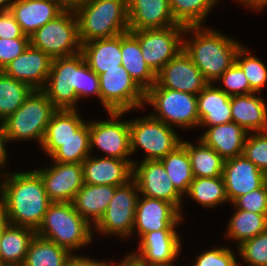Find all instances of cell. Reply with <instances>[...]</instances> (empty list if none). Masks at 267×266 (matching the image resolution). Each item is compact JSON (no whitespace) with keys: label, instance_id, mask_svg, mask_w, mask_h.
<instances>
[{"label":"cell","instance_id":"cell-1","mask_svg":"<svg viewBox=\"0 0 267 266\" xmlns=\"http://www.w3.org/2000/svg\"><path fill=\"white\" fill-rule=\"evenodd\" d=\"M1 182L0 208L7 223L35 231L52 203L40 175L34 171L4 173Z\"/></svg>","mask_w":267,"mask_h":266},{"label":"cell","instance_id":"cell-2","mask_svg":"<svg viewBox=\"0 0 267 266\" xmlns=\"http://www.w3.org/2000/svg\"><path fill=\"white\" fill-rule=\"evenodd\" d=\"M42 90L56 109H76L78 100L90 94L100 99L99 76L90 69L81 53L53 59Z\"/></svg>","mask_w":267,"mask_h":266},{"label":"cell","instance_id":"cell-3","mask_svg":"<svg viewBox=\"0 0 267 266\" xmlns=\"http://www.w3.org/2000/svg\"><path fill=\"white\" fill-rule=\"evenodd\" d=\"M191 31L195 33V38L187 41L183 39V50L204 78L213 83L235 63L236 54L242 45L207 27L188 26L184 33Z\"/></svg>","mask_w":267,"mask_h":266},{"label":"cell","instance_id":"cell-4","mask_svg":"<svg viewBox=\"0 0 267 266\" xmlns=\"http://www.w3.org/2000/svg\"><path fill=\"white\" fill-rule=\"evenodd\" d=\"M75 13L81 44L129 32L127 0H89Z\"/></svg>","mask_w":267,"mask_h":266},{"label":"cell","instance_id":"cell-5","mask_svg":"<svg viewBox=\"0 0 267 266\" xmlns=\"http://www.w3.org/2000/svg\"><path fill=\"white\" fill-rule=\"evenodd\" d=\"M92 225L73 207L72 203L52 202L36 235L51 240L70 253L92 241Z\"/></svg>","mask_w":267,"mask_h":266},{"label":"cell","instance_id":"cell-6","mask_svg":"<svg viewBox=\"0 0 267 266\" xmlns=\"http://www.w3.org/2000/svg\"><path fill=\"white\" fill-rule=\"evenodd\" d=\"M56 110L42 89H33L24 103L1 122L9 142L36 139L41 145L46 127Z\"/></svg>","mask_w":267,"mask_h":266},{"label":"cell","instance_id":"cell-7","mask_svg":"<svg viewBox=\"0 0 267 266\" xmlns=\"http://www.w3.org/2000/svg\"><path fill=\"white\" fill-rule=\"evenodd\" d=\"M29 37L30 45L42 50L52 60L81 53L78 20L74 10H64Z\"/></svg>","mask_w":267,"mask_h":266},{"label":"cell","instance_id":"cell-8","mask_svg":"<svg viewBox=\"0 0 267 266\" xmlns=\"http://www.w3.org/2000/svg\"><path fill=\"white\" fill-rule=\"evenodd\" d=\"M144 103L156 109L152 117L168 126H199L197 95L153 85L145 92Z\"/></svg>","mask_w":267,"mask_h":266},{"label":"cell","instance_id":"cell-9","mask_svg":"<svg viewBox=\"0 0 267 266\" xmlns=\"http://www.w3.org/2000/svg\"><path fill=\"white\" fill-rule=\"evenodd\" d=\"M130 150L138 147L146 152L144 161L161 160L181 144L171 126L150 116L129 121Z\"/></svg>","mask_w":267,"mask_h":266},{"label":"cell","instance_id":"cell-10","mask_svg":"<svg viewBox=\"0 0 267 266\" xmlns=\"http://www.w3.org/2000/svg\"><path fill=\"white\" fill-rule=\"evenodd\" d=\"M185 26L129 31L140 44L144 61L157 74L166 63L183 50Z\"/></svg>","mask_w":267,"mask_h":266},{"label":"cell","instance_id":"cell-11","mask_svg":"<svg viewBox=\"0 0 267 266\" xmlns=\"http://www.w3.org/2000/svg\"><path fill=\"white\" fill-rule=\"evenodd\" d=\"M99 87L100 101L107 112H128L144 106L145 92L122 65L100 74Z\"/></svg>","mask_w":267,"mask_h":266},{"label":"cell","instance_id":"cell-12","mask_svg":"<svg viewBox=\"0 0 267 266\" xmlns=\"http://www.w3.org/2000/svg\"><path fill=\"white\" fill-rule=\"evenodd\" d=\"M138 187L132 179L115 190L103 217L94 226L101 233L128 237L133 233Z\"/></svg>","mask_w":267,"mask_h":266},{"label":"cell","instance_id":"cell-13","mask_svg":"<svg viewBox=\"0 0 267 266\" xmlns=\"http://www.w3.org/2000/svg\"><path fill=\"white\" fill-rule=\"evenodd\" d=\"M124 113L108 112L111 120L89 123L90 151L97 147L106 157L131 160L129 121H118Z\"/></svg>","mask_w":267,"mask_h":266},{"label":"cell","instance_id":"cell-14","mask_svg":"<svg viewBox=\"0 0 267 266\" xmlns=\"http://www.w3.org/2000/svg\"><path fill=\"white\" fill-rule=\"evenodd\" d=\"M132 179L136 182L139 194L171 203L181 214L182 195L169 179L159 160L133 163Z\"/></svg>","mask_w":267,"mask_h":266},{"label":"cell","instance_id":"cell-15","mask_svg":"<svg viewBox=\"0 0 267 266\" xmlns=\"http://www.w3.org/2000/svg\"><path fill=\"white\" fill-rule=\"evenodd\" d=\"M35 170L41 177L51 202L72 203L83 186L82 163H58Z\"/></svg>","mask_w":267,"mask_h":266},{"label":"cell","instance_id":"cell-16","mask_svg":"<svg viewBox=\"0 0 267 266\" xmlns=\"http://www.w3.org/2000/svg\"><path fill=\"white\" fill-rule=\"evenodd\" d=\"M208 84L199 68L182 50L156 74L154 85L197 95Z\"/></svg>","mask_w":267,"mask_h":266},{"label":"cell","instance_id":"cell-17","mask_svg":"<svg viewBox=\"0 0 267 266\" xmlns=\"http://www.w3.org/2000/svg\"><path fill=\"white\" fill-rule=\"evenodd\" d=\"M181 219L180 212L171 203L146 196L142 199L138 197L133 231L137 229L141 238L148 232L175 230Z\"/></svg>","mask_w":267,"mask_h":266},{"label":"cell","instance_id":"cell-18","mask_svg":"<svg viewBox=\"0 0 267 266\" xmlns=\"http://www.w3.org/2000/svg\"><path fill=\"white\" fill-rule=\"evenodd\" d=\"M222 176L227 198L232 203L267 181V175L243 154L225 160Z\"/></svg>","mask_w":267,"mask_h":266},{"label":"cell","instance_id":"cell-19","mask_svg":"<svg viewBox=\"0 0 267 266\" xmlns=\"http://www.w3.org/2000/svg\"><path fill=\"white\" fill-rule=\"evenodd\" d=\"M52 59L31 45L2 70L4 74L27 83L32 89H43L51 70Z\"/></svg>","mask_w":267,"mask_h":266},{"label":"cell","instance_id":"cell-20","mask_svg":"<svg viewBox=\"0 0 267 266\" xmlns=\"http://www.w3.org/2000/svg\"><path fill=\"white\" fill-rule=\"evenodd\" d=\"M139 252L132 253L146 266H170L180 253L181 242L176 230H159L144 234Z\"/></svg>","mask_w":267,"mask_h":266},{"label":"cell","instance_id":"cell-21","mask_svg":"<svg viewBox=\"0 0 267 266\" xmlns=\"http://www.w3.org/2000/svg\"><path fill=\"white\" fill-rule=\"evenodd\" d=\"M133 160L112 157L93 158L82 162L83 183L91 185L122 186L132 180Z\"/></svg>","mask_w":267,"mask_h":266},{"label":"cell","instance_id":"cell-22","mask_svg":"<svg viewBox=\"0 0 267 266\" xmlns=\"http://www.w3.org/2000/svg\"><path fill=\"white\" fill-rule=\"evenodd\" d=\"M129 31L162 29L178 23L169 0H127Z\"/></svg>","mask_w":267,"mask_h":266},{"label":"cell","instance_id":"cell-23","mask_svg":"<svg viewBox=\"0 0 267 266\" xmlns=\"http://www.w3.org/2000/svg\"><path fill=\"white\" fill-rule=\"evenodd\" d=\"M64 10L58 0H16L10 8L22 32L27 36H31Z\"/></svg>","mask_w":267,"mask_h":266},{"label":"cell","instance_id":"cell-24","mask_svg":"<svg viewBox=\"0 0 267 266\" xmlns=\"http://www.w3.org/2000/svg\"><path fill=\"white\" fill-rule=\"evenodd\" d=\"M85 62L98 76L107 70L120 69L121 34L112 38L95 39L81 44Z\"/></svg>","mask_w":267,"mask_h":266},{"label":"cell","instance_id":"cell-25","mask_svg":"<svg viewBox=\"0 0 267 266\" xmlns=\"http://www.w3.org/2000/svg\"><path fill=\"white\" fill-rule=\"evenodd\" d=\"M250 93L230 98L232 121L245 131H267V106L263 98Z\"/></svg>","mask_w":267,"mask_h":266},{"label":"cell","instance_id":"cell-26","mask_svg":"<svg viewBox=\"0 0 267 266\" xmlns=\"http://www.w3.org/2000/svg\"><path fill=\"white\" fill-rule=\"evenodd\" d=\"M117 187L84 183L72 201L73 207L89 224L95 226L106 212Z\"/></svg>","mask_w":267,"mask_h":266},{"label":"cell","instance_id":"cell-27","mask_svg":"<svg viewBox=\"0 0 267 266\" xmlns=\"http://www.w3.org/2000/svg\"><path fill=\"white\" fill-rule=\"evenodd\" d=\"M248 132L231 121L225 124L208 126L200 139L213 148L224 160L243 154L244 142Z\"/></svg>","mask_w":267,"mask_h":266},{"label":"cell","instance_id":"cell-28","mask_svg":"<svg viewBox=\"0 0 267 266\" xmlns=\"http://www.w3.org/2000/svg\"><path fill=\"white\" fill-rule=\"evenodd\" d=\"M209 83L197 94V107L200 126H215L232 121L231 96Z\"/></svg>","mask_w":267,"mask_h":266},{"label":"cell","instance_id":"cell-29","mask_svg":"<svg viewBox=\"0 0 267 266\" xmlns=\"http://www.w3.org/2000/svg\"><path fill=\"white\" fill-rule=\"evenodd\" d=\"M77 112L76 109H57L53 113L41 143L47 155L51 156L60 143L72 138L86 123Z\"/></svg>","mask_w":267,"mask_h":266},{"label":"cell","instance_id":"cell-30","mask_svg":"<svg viewBox=\"0 0 267 266\" xmlns=\"http://www.w3.org/2000/svg\"><path fill=\"white\" fill-rule=\"evenodd\" d=\"M34 229L7 223L0 239V266H22Z\"/></svg>","mask_w":267,"mask_h":266},{"label":"cell","instance_id":"cell-31","mask_svg":"<svg viewBox=\"0 0 267 266\" xmlns=\"http://www.w3.org/2000/svg\"><path fill=\"white\" fill-rule=\"evenodd\" d=\"M121 58L122 66L144 92L156 83V74L144 61L139 41L130 32L121 34Z\"/></svg>","mask_w":267,"mask_h":266},{"label":"cell","instance_id":"cell-32","mask_svg":"<svg viewBox=\"0 0 267 266\" xmlns=\"http://www.w3.org/2000/svg\"><path fill=\"white\" fill-rule=\"evenodd\" d=\"M72 255L53 241L35 235L22 266H66Z\"/></svg>","mask_w":267,"mask_h":266},{"label":"cell","instance_id":"cell-33","mask_svg":"<svg viewBox=\"0 0 267 266\" xmlns=\"http://www.w3.org/2000/svg\"><path fill=\"white\" fill-rule=\"evenodd\" d=\"M198 141V146L183 140L181 141L189 155L193 177L222 176L225 160L201 139Z\"/></svg>","mask_w":267,"mask_h":266},{"label":"cell","instance_id":"cell-34","mask_svg":"<svg viewBox=\"0 0 267 266\" xmlns=\"http://www.w3.org/2000/svg\"><path fill=\"white\" fill-rule=\"evenodd\" d=\"M159 161L163 164L176 190L181 195L187 193L194 177L186 147L181 143Z\"/></svg>","mask_w":267,"mask_h":266},{"label":"cell","instance_id":"cell-35","mask_svg":"<svg viewBox=\"0 0 267 266\" xmlns=\"http://www.w3.org/2000/svg\"><path fill=\"white\" fill-rule=\"evenodd\" d=\"M186 194L206 208H212L229 201L223 176L194 177Z\"/></svg>","mask_w":267,"mask_h":266},{"label":"cell","instance_id":"cell-36","mask_svg":"<svg viewBox=\"0 0 267 266\" xmlns=\"http://www.w3.org/2000/svg\"><path fill=\"white\" fill-rule=\"evenodd\" d=\"M228 237L238 240L239 245L267 230V215L237 209L228 222Z\"/></svg>","mask_w":267,"mask_h":266},{"label":"cell","instance_id":"cell-37","mask_svg":"<svg viewBox=\"0 0 267 266\" xmlns=\"http://www.w3.org/2000/svg\"><path fill=\"white\" fill-rule=\"evenodd\" d=\"M25 82L18 81L0 71V120L13 114L32 92Z\"/></svg>","mask_w":267,"mask_h":266},{"label":"cell","instance_id":"cell-38","mask_svg":"<svg viewBox=\"0 0 267 266\" xmlns=\"http://www.w3.org/2000/svg\"><path fill=\"white\" fill-rule=\"evenodd\" d=\"M89 154V124L85 123L72 138L60 143V147L50 157L58 163H82Z\"/></svg>","mask_w":267,"mask_h":266},{"label":"cell","instance_id":"cell-39","mask_svg":"<svg viewBox=\"0 0 267 266\" xmlns=\"http://www.w3.org/2000/svg\"><path fill=\"white\" fill-rule=\"evenodd\" d=\"M174 20L185 27L201 26L215 2L213 0H169Z\"/></svg>","mask_w":267,"mask_h":266},{"label":"cell","instance_id":"cell-40","mask_svg":"<svg viewBox=\"0 0 267 266\" xmlns=\"http://www.w3.org/2000/svg\"><path fill=\"white\" fill-rule=\"evenodd\" d=\"M248 51L246 47L241 46L236 54L235 62L246 75L250 88L257 93L267 82V68L257 57L247 55Z\"/></svg>","mask_w":267,"mask_h":266},{"label":"cell","instance_id":"cell-41","mask_svg":"<svg viewBox=\"0 0 267 266\" xmlns=\"http://www.w3.org/2000/svg\"><path fill=\"white\" fill-rule=\"evenodd\" d=\"M237 247L240 256L250 266H267V230Z\"/></svg>","mask_w":267,"mask_h":266},{"label":"cell","instance_id":"cell-42","mask_svg":"<svg viewBox=\"0 0 267 266\" xmlns=\"http://www.w3.org/2000/svg\"><path fill=\"white\" fill-rule=\"evenodd\" d=\"M243 155L267 175V131L246 136Z\"/></svg>","mask_w":267,"mask_h":266},{"label":"cell","instance_id":"cell-43","mask_svg":"<svg viewBox=\"0 0 267 266\" xmlns=\"http://www.w3.org/2000/svg\"><path fill=\"white\" fill-rule=\"evenodd\" d=\"M217 80H221L225 85V88L218 86L219 89L229 96L246 95L254 92L250 88L246 75L236 62L225 70Z\"/></svg>","mask_w":267,"mask_h":266},{"label":"cell","instance_id":"cell-44","mask_svg":"<svg viewBox=\"0 0 267 266\" xmlns=\"http://www.w3.org/2000/svg\"><path fill=\"white\" fill-rule=\"evenodd\" d=\"M232 204L237 209L267 215V181L260 188L238 197Z\"/></svg>","mask_w":267,"mask_h":266},{"label":"cell","instance_id":"cell-45","mask_svg":"<svg viewBox=\"0 0 267 266\" xmlns=\"http://www.w3.org/2000/svg\"><path fill=\"white\" fill-rule=\"evenodd\" d=\"M233 251L227 247L206 250L197 256L192 266H238Z\"/></svg>","mask_w":267,"mask_h":266},{"label":"cell","instance_id":"cell-46","mask_svg":"<svg viewBox=\"0 0 267 266\" xmlns=\"http://www.w3.org/2000/svg\"><path fill=\"white\" fill-rule=\"evenodd\" d=\"M30 45V38H0V71L16 57L21 55Z\"/></svg>","mask_w":267,"mask_h":266},{"label":"cell","instance_id":"cell-47","mask_svg":"<svg viewBox=\"0 0 267 266\" xmlns=\"http://www.w3.org/2000/svg\"><path fill=\"white\" fill-rule=\"evenodd\" d=\"M0 38H30L25 35L10 10L0 11Z\"/></svg>","mask_w":267,"mask_h":266},{"label":"cell","instance_id":"cell-48","mask_svg":"<svg viewBox=\"0 0 267 266\" xmlns=\"http://www.w3.org/2000/svg\"><path fill=\"white\" fill-rule=\"evenodd\" d=\"M66 266H108L107 262H101L93 259H89L88 257H82L79 255H72L68 260Z\"/></svg>","mask_w":267,"mask_h":266},{"label":"cell","instance_id":"cell-49","mask_svg":"<svg viewBox=\"0 0 267 266\" xmlns=\"http://www.w3.org/2000/svg\"><path fill=\"white\" fill-rule=\"evenodd\" d=\"M9 142V139L7 137V134L5 132L4 126L1 123L0 124V168L3 167L6 163V148L4 146L6 142Z\"/></svg>","mask_w":267,"mask_h":266},{"label":"cell","instance_id":"cell-50","mask_svg":"<svg viewBox=\"0 0 267 266\" xmlns=\"http://www.w3.org/2000/svg\"><path fill=\"white\" fill-rule=\"evenodd\" d=\"M113 262H108V266H146L140 259L134 256L132 253L125 256L119 264Z\"/></svg>","mask_w":267,"mask_h":266},{"label":"cell","instance_id":"cell-51","mask_svg":"<svg viewBox=\"0 0 267 266\" xmlns=\"http://www.w3.org/2000/svg\"><path fill=\"white\" fill-rule=\"evenodd\" d=\"M65 10H76L78 7L86 4L89 0H58Z\"/></svg>","mask_w":267,"mask_h":266},{"label":"cell","instance_id":"cell-52","mask_svg":"<svg viewBox=\"0 0 267 266\" xmlns=\"http://www.w3.org/2000/svg\"><path fill=\"white\" fill-rule=\"evenodd\" d=\"M240 3H243L252 9L261 10L265 5H267V0H239Z\"/></svg>","mask_w":267,"mask_h":266},{"label":"cell","instance_id":"cell-53","mask_svg":"<svg viewBox=\"0 0 267 266\" xmlns=\"http://www.w3.org/2000/svg\"><path fill=\"white\" fill-rule=\"evenodd\" d=\"M16 0H0V11L10 10Z\"/></svg>","mask_w":267,"mask_h":266},{"label":"cell","instance_id":"cell-54","mask_svg":"<svg viewBox=\"0 0 267 266\" xmlns=\"http://www.w3.org/2000/svg\"><path fill=\"white\" fill-rule=\"evenodd\" d=\"M6 224H7V220L5 218V215L3 214L2 209L0 208V239H1L3 228Z\"/></svg>","mask_w":267,"mask_h":266}]
</instances>
